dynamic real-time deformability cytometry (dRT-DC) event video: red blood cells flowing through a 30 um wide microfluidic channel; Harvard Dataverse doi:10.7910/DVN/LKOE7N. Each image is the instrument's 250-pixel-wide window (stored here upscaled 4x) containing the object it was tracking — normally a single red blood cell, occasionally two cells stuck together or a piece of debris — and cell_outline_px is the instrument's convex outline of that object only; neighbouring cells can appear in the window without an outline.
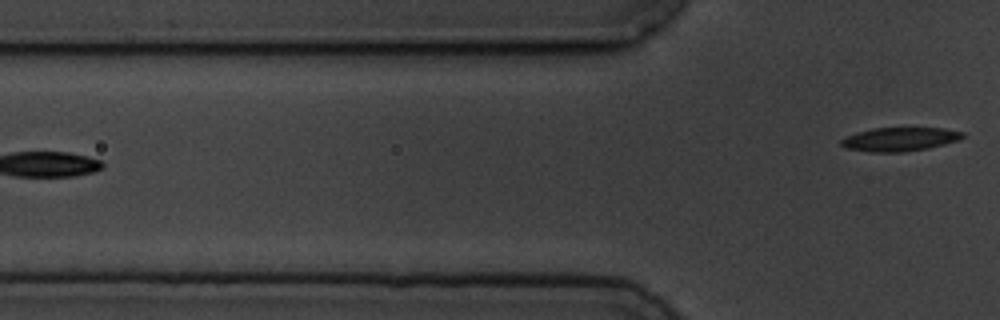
{"species": "common noctule bat (a hibernating species)", "species_latin": "Nyctalus noctula", "temperature_condition": "cold", "stored_images_in_passage": 6, "segment_of_instrument_passage": [2, 2], "camera_frame_rate_fps": 3000, "um_per_image_px": 0.085, "animal": {"sex": "male", "body_mass_g": 19.5, "forearm_length_mm": 54.6}, "frame": {"image": 1, "passage_image": 6, "time_ms": 7.0, "image_size_px": [1000, 320], "cell_outline_px": [[964, 136], [956, 140], [944, 144], [928, 148], [904, 152], [868, 152], [844, 148], [840, 144], [840, 140], [856, 132], [872, 128], [944, 128], [964, 132]], "centroid_in_image_um": [76.43, 11.84], "position_along_channel_um": 49.4, "area_um2": 16.82}}